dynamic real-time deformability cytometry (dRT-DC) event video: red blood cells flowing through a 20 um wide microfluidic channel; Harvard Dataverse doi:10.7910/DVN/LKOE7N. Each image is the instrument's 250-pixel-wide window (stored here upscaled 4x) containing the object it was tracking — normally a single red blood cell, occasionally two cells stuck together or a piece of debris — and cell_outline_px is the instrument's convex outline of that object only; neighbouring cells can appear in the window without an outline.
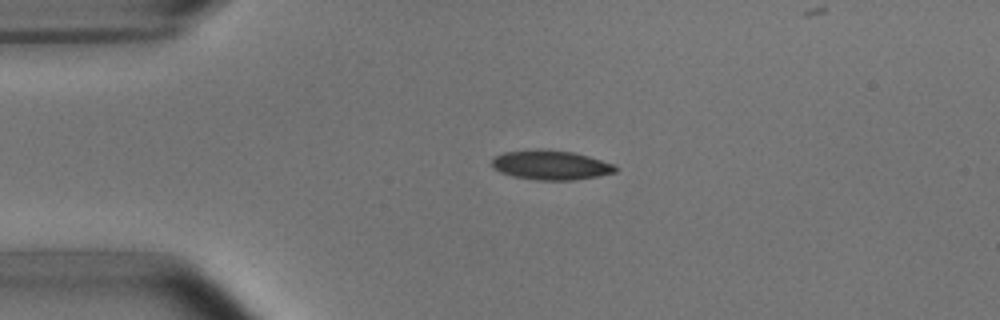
{"species": "common noctule bat (a hibernating species)", "species_latin": "Nyctalus noctula", "temperature_condition": "room temperature", "stored_images_in_passage": 2, "camera_frame_rate_fps": 3000, "um_per_image_px": 0.085, "animal": {"sex": "male", "body_mass_g": 15.6}, "frame": {"image": 1, "passage_image": 1, "time_ms": 0.0, "image_size_px": [1000, 320], "cell_outline_px": [[616, 172], [596, 176], [572, 180], [536, 180], [512, 176], [500, 172], [492, 164], [492, 160], [496, 156], [504, 152], [536, 148], [544, 148], [572, 152], [588, 156], [612, 164], [616, 168]], "centroid_in_image_um": [46.78, 14.01], "position_along_channel_um": 38.2, "area_um2": 21.1}}